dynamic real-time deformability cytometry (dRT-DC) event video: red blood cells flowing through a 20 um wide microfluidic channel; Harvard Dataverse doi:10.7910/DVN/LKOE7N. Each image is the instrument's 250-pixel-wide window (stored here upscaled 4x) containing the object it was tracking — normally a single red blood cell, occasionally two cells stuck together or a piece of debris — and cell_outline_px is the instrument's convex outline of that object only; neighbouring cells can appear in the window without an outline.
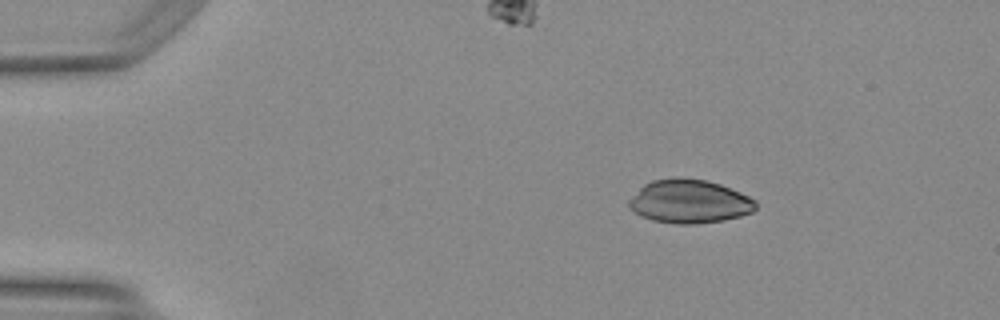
{"species": "Egyptian fruit bat (a non-hibernating species)", "species_latin": "Rousettus aegyptiacus", "temperature_condition": "warm", "stored_images_in_passage": 42, "camera_frame_rate_fps": 3000, "um_per_image_px": 0.085, "animal": {"sex": "female"}, "frame": {"image": 1, "passage_image": 1, "time_ms": 0.0, "image_size_px": [1000, 320], "cell_outline_px": [[756, 208], [752, 212], [740, 216], [724, 220], [696, 224], [676, 224], [652, 220], [640, 216], [628, 204], [628, 200], [644, 184], [652, 180], [704, 180], [720, 184], [740, 192], [756, 200]], "centroid_in_image_um": [58.62, 17.16], "position_along_channel_um": 26.4, "area_um2": 31.5}}